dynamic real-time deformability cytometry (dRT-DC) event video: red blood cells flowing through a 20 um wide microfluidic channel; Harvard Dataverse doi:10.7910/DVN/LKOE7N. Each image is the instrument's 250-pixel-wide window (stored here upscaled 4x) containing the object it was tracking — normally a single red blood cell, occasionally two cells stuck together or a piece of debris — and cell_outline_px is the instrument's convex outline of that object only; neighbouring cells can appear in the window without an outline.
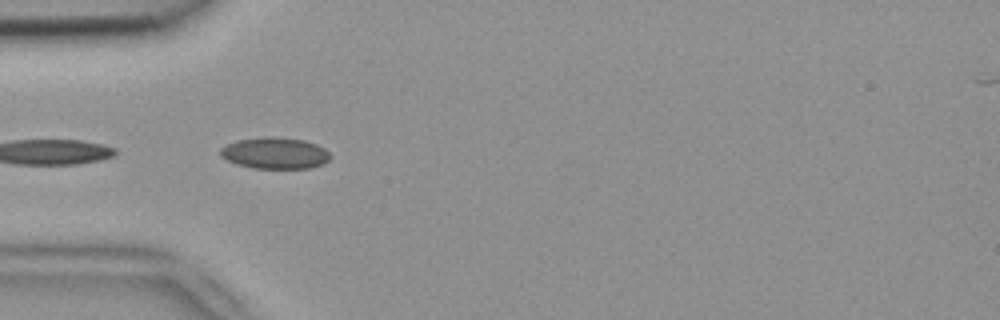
{"species": "common noctule bat (a hibernating species)", "species_latin": "Nyctalus noctula", "temperature_condition": "room temperature", "stored_images_in_passage": 28, "camera_frame_rate_fps": 3000, "um_per_image_px": 0.085, "animal": {"sex": "female", "body_mass_g": 18.4}, "frame": {"image": 1, "passage_image": 5, "time_ms": 1.333, "image_size_px": [1000, 320], "cell_outline_px": [[328, 160], [320, 164], [308, 168], [252, 168], [236, 164], [220, 156], [220, 148], [236, 140], [264, 136], [272, 136], [304, 140], [316, 144], [324, 148], [328, 152]], "centroid_in_image_um": [23.32, 13.0], "position_along_channel_um": 61.7, "area_um2": 20.0}}